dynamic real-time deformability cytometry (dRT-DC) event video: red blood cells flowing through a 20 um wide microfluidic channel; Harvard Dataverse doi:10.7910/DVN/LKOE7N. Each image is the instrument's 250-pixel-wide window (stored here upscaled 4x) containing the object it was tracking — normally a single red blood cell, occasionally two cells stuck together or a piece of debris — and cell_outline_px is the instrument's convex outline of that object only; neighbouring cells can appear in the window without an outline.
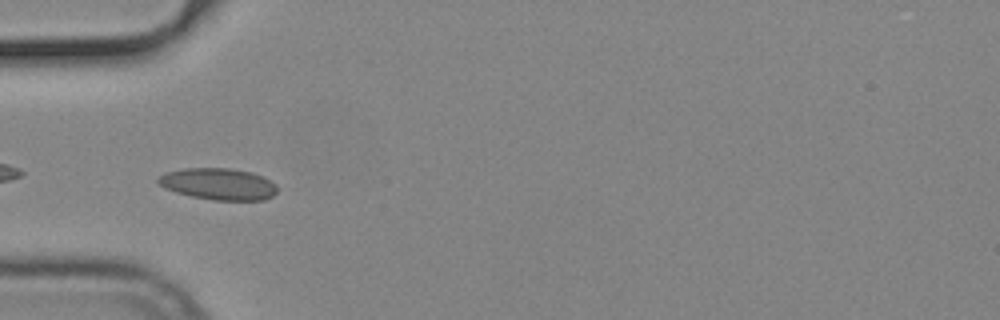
{"species": "common noctule bat (a hibernating species)", "species_latin": "Nyctalus noctula", "temperature_condition": "cold", "stored_images_in_passage": 39, "camera_frame_rate_fps": 3000, "um_per_image_px": 0.085, "animal": {"sex": "male", "body_mass_g": 19.2, "forearm_length_mm": 51.8}, "frame": {"image": 1, "passage_image": 2, "time_ms": 0.333, "image_size_px": [1000, 320], "cell_outline_px": [[276, 192], [272, 196], [264, 200], [212, 200], [192, 196], [176, 192], [164, 188], [156, 180], [164, 172], [184, 168], [228, 168], [252, 172], [264, 176], [276, 184]], "centroid_in_image_um": [18.57, 15.63], "position_along_channel_um": 66.4, "area_um2": 22.02}}
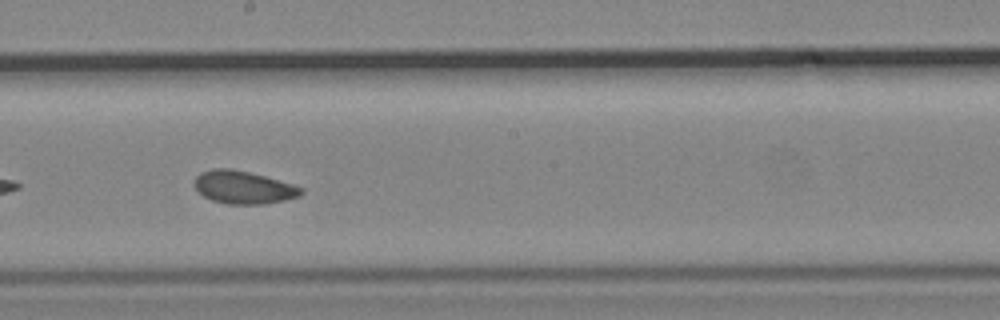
{"frame": {"image": 2, "passage_image": 15, "time_ms": 4.667, "image_size_px": [1000, 320], "cell_outline_px": [[304, 192], [300, 196], [284, 200], [264, 204], [228, 204], [212, 200], [204, 196], [196, 188], [196, 176], [200, 172], [212, 168], [228, 168], [248, 172], [264, 176], [292, 184], [304, 188]], "centroid_in_image_um": [20.71, 15.92], "position_along_channel_um": 227.5, "area_um2": 20.23}}
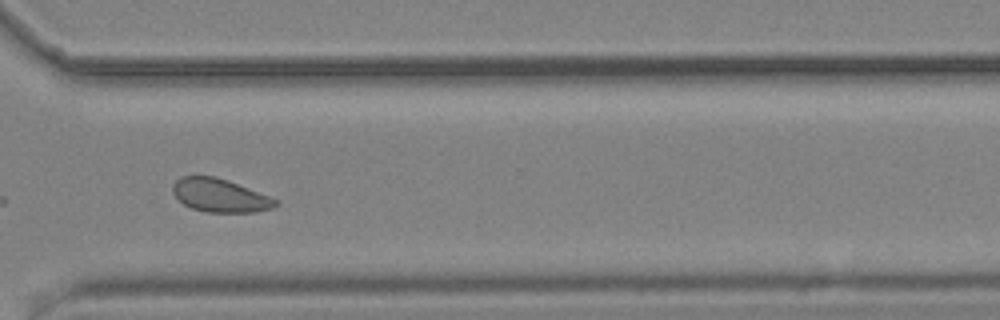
{"frame": {"image": 3, "passage_image": 25, "time_ms": 8.0, "image_size_px": [1000, 320], "cell_outline_px": [[280, 204], [272, 208], [252, 212], [204, 212], [192, 208], [184, 204], [172, 192], [172, 184], [180, 176], [216, 176], [228, 180], [280, 200]], "centroid_in_image_um": [18.71, 16.61], "position_along_channel_um": 351.9, "area_um2": 20.06}, "authors_computed_cell_mechanics": {"area_um2": 20.4034, "velocity_mm_per_s": 3.738, "shape_relaxation_time_tau1_ms": 5.1553, "shape_relaxation_time_tau2_ms": 2.4008, "deformation_change_tau1": 0.0962, "deformation_change_tau2": 0.0709}}